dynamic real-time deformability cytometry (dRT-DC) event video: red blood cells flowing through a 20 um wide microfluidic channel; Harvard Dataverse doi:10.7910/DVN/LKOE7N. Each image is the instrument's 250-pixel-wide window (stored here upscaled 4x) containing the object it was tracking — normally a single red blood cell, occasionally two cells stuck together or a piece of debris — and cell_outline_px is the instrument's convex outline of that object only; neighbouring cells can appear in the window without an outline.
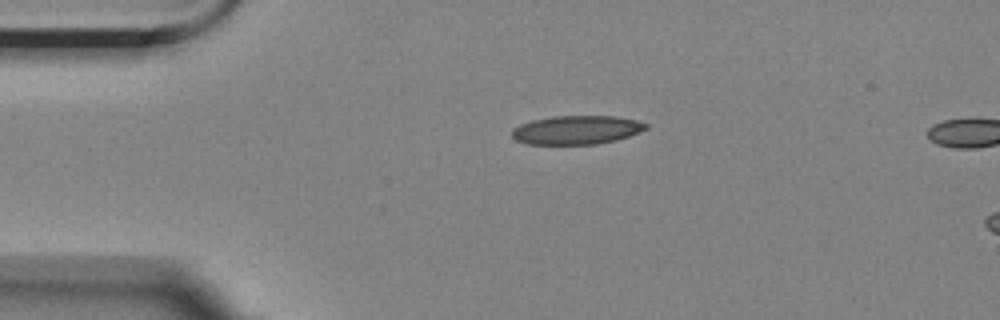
{"species": "Egyptian fruit bat (a non-hibernating species)", "species_latin": "Rousettus aegyptiacus", "temperature_condition": "room temperature", "stored_images_in_passage": 3, "camera_frame_rate_fps": 3000, "um_per_image_px": 0.085, "animal": {"sex": "female"}, "frame": {"image": 1, "passage_image": 1, "time_ms": 0.0, "image_size_px": [1000, 320], "cell_outline_px": [[648, 128], [640, 132], [616, 140], [596, 144], [528, 144], [516, 140], [512, 136], [512, 128], [520, 124], [532, 120], [552, 116], [612, 116], [636, 120], [648, 124]], "centroid_in_image_um": [49.0, 11.04], "position_along_channel_um": 36.0, "area_um2": 22.43}}